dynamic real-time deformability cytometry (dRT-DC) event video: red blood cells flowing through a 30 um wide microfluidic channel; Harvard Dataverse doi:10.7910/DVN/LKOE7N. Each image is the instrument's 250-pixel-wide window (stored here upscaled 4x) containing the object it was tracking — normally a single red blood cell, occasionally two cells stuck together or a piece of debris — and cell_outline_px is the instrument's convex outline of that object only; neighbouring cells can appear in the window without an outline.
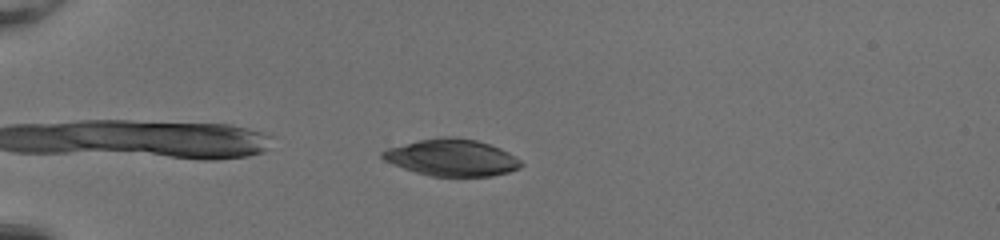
{"species": "common noctule bat (a hibernating species)", "species_latin": "Nyctalus noctula", "temperature_condition": "room temperature", "stored_images_in_passage": 36, "camera_frame_rate_fps": 3000, "um_per_image_px": 0.085, "animal": {"sex": "female", "body_mass_g": 20.0, "forearm_length_mm": 54.0}, "frame": {"image": 1, "passage_image": 5, "time_ms": 1.333, "image_size_px": [1000, 240], "cell_outline_px": [[524, 164], [520, 168], [508, 172], [492, 176], [432, 176], [416, 172], [392, 164], [384, 160], [380, 156], [380, 152], [388, 148], [420, 140], [444, 136], [452, 136], [476, 140], [500, 148], [508, 152], [520, 160]], "centroid_in_image_um": [38.41, 13.4], "position_along_channel_um": 46.6, "area_um2": 29.59}}
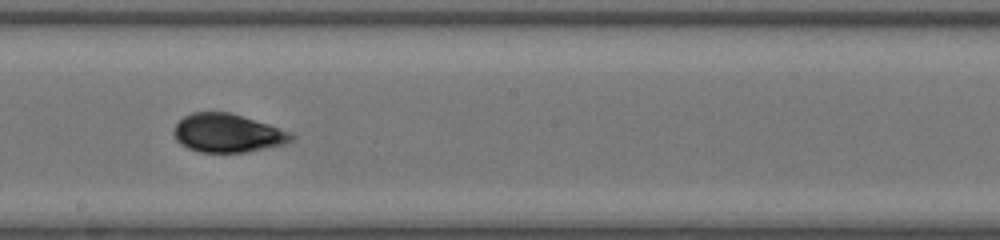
{"frame": {"image": 2, "passage_image": 21, "time_ms": 6.667, "image_size_px": [1000, 240], "cell_outline_px": [[296, 136], [292, 140], [284, 144], [248, 152], [200, 152], [188, 148], [180, 144], [176, 140], [172, 132], [176, 124], [184, 116], [192, 112], [228, 112], [268, 124], [292, 132]], "centroid_in_image_um": [19.33, 11.32], "position_along_channel_um": 228.9, "area_um2": 26.36}}
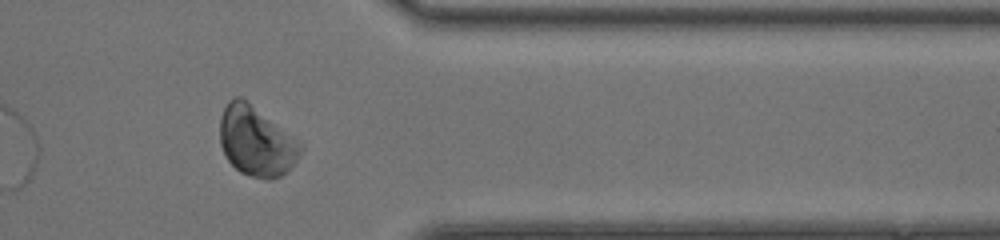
{"frame": {"image": 3, "passage_image": 33, "time_ms": 10.667, "image_size_px": [1000, 240], "cell_outline_px": [[304, 148], [300, 156], [288, 172], [272, 180], [268, 180], [252, 176], [240, 172], [228, 160], [220, 144], [220, 116], [228, 100], [236, 96], [240, 96], [300, 140]], "centroid_in_image_um": [21.81, 12.02], "position_along_channel_um": 389.6, "area_um2": 33.0}, "authors_computed_cell_mechanics": {"area_um2": 29.0156, "velocity_mm_per_s": 4.1944, "shape_relaxation_time_tau1_ms": 2.6528, "shape_relaxation_time_tau2_ms": 2.087, "deformation_change_tau1": 0.1418, "deformation_change_tau2": 0.0874}}